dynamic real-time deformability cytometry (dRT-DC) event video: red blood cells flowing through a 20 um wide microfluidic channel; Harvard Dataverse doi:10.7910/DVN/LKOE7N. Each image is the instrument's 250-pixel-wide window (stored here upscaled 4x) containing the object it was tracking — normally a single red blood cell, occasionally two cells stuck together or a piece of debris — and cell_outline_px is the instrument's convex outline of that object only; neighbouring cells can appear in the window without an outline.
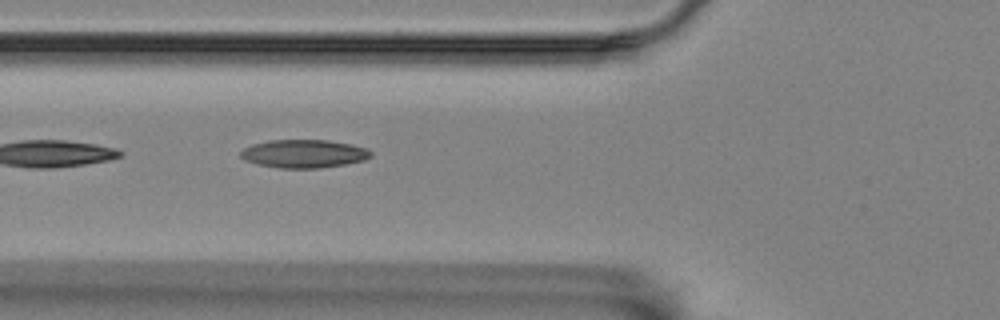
{"species": "Egyptian fruit bat (a non-hibernating species)", "species_latin": "Rousettus aegyptiacus", "temperature_condition": "room temperature", "stored_images_in_passage": 3, "camera_frame_rate_fps": 3000, "um_per_image_px": 0.085, "animal": {"sex": "female"}, "frame": {"image": 1, "passage_image": 3, "time_ms": 0.667, "image_size_px": [1000, 320], "cell_outline_px": [[372, 156], [364, 160], [344, 164], [320, 168], [280, 168], [260, 164], [248, 160], [240, 156], [240, 152], [244, 148], [252, 144], [268, 140], [328, 140], [352, 144], [368, 148], [372, 152]], "centroid_in_image_um": [25.87, 13.05], "position_along_channel_um": 99.9, "area_um2": 21.33}}